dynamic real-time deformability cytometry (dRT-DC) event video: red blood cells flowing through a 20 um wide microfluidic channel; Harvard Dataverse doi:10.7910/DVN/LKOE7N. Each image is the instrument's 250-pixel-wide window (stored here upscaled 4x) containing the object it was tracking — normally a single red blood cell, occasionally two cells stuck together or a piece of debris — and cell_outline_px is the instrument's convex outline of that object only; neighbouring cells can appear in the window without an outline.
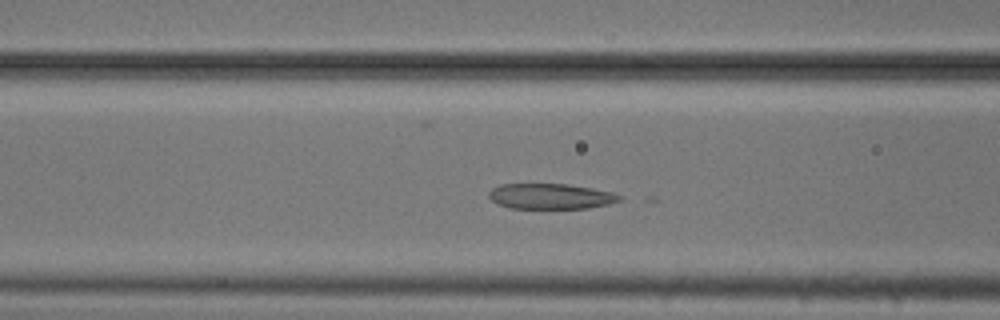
{"species": "common noctule bat (a hibernating species)", "species_latin": "Nyctalus noctula", "temperature_condition": "cold", "stored_images_in_passage": 49, "camera_frame_rate_fps": 3000, "um_per_image_px": 0.085, "animal": {"sex": "male", "body_mass_g": 20.5, "forearm_length_mm": 52.5}, "frame": {"image": 1, "passage_image": 16, "time_ms": 5.0, "image_size_px": [1000, 320], "cell_outline_px": [[620, 200], [608, 204], [588, 208], [512, 208], [496, 204], [488, 196], [488, 192], [492, 188], [500, 184], [568, 184], [592, 188], [612, 192], [620, 196]], "centroid_in_image_um": [46.76, 16.68], "position_along_channel_um": 119.8, "area_um2": 19.31}}
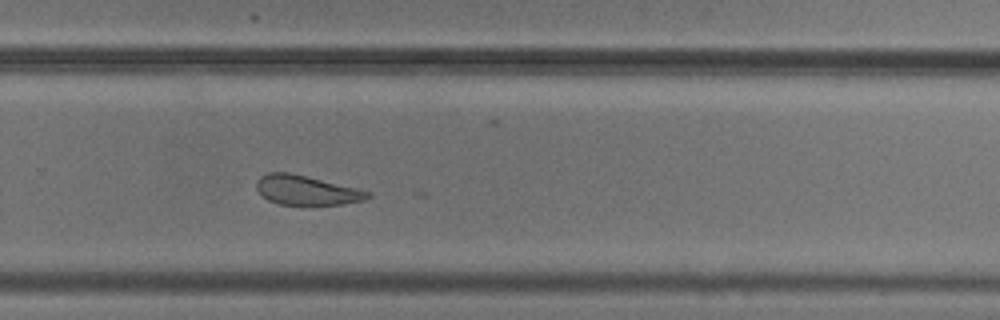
{"frame": {"image": 2, "passage_image": 31, "time_ms": 10.0, "image_size_px": [1000, 320], "cell_outline_px": [[372, 196], [364, 200], [344, 204], [304, 208], [280, 204], [268, 200], [256, 188], [256, 180], [260, 176], [268, 172], [288, 172], [356, 188], [372, 192]], "centroid_in_image_um": [26.06, 16.22], "position_along_channel_um": 303.7, "area_um2": 19.77}}
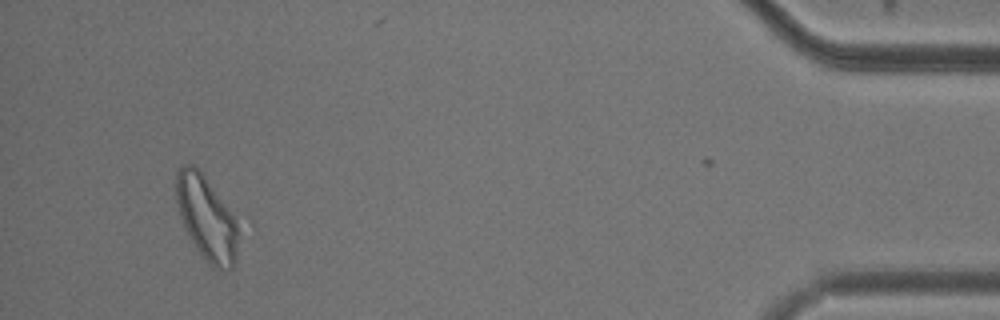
{"frame": {"image": 3, "passage_image": 46, "time_ms": 15.0, "image_size_px": [1000, 320], "cell_outline_px": [[240, 224], [236, 260], [232, 268], [228, 272], [220, 272], [212, 268], [208, 264], [196, 248], [188, 236], [184, 228], [180, 216], [176, 200], [176, 172], [180, 164], [196, 164], [200, 168]], "centroid_in_image_um": [17.57, 18.56], "position_along_channel_um": 417.6, "area_um2": 31.5}}